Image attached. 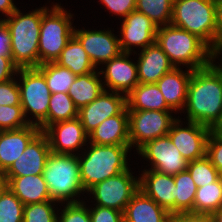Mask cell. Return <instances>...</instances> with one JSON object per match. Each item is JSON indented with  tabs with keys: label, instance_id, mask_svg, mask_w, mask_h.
I'll return each instance as SVG.
<instances>
[{
	"label": "cell",
	"instance_id": "cell-1",
	"mask_svg": "<svg viewBox=\"0 0 222 222\" xmlns=\"http://www.w3.org/2000/svg\"><path fill=\"white\" fill-rule=\"evenodd\" d=\"M187 120L212 129L222 116V60L193 70L187 88Z\"/></svg>",
	"mask_w": 222,
	"mask_h": 222
},
{
	"label": "cell",
	"instance_id": "cell-2",
	"mask_svg": "<svg viewBox=\"0 0 222 222\" xmlns=\"http://www.w3.org/2000/svg\"><path fill=\"white\" fill-rule=\"evenodd\" d=\"M156 42L174 67L183 64L197 70L216 59L212 49L202 39L172 24L157 28Z\"/></svg>",
	"mask_w": 222,
	"mask_h": 222
},
{
	"label": "cell",
	"instance_id": "cell-3",
	"mask_svg": "<svg viewBox=\"0 0 222 222\" xmlns=\"http://www.w3.org/2000/svg\"><path fill=\"white\" fill-rule=\"evenodd\" d=\"M48 7H41L23 14L17 8L5 23L11 34V57L18 68H37L39 66L38 43L42 14Z\"/></svg>",
	"mask_w": 222,
	"mask_h": 222
},
{
	"label": "cell",
	"instance_id": "cell-4",
	"mask_svg": "<svg viewBox=\"0 0 222 222\" xmlns=\"http://www.w3.org/2000/svg\"><path fill=\"white\" fill-rule=\"evenodd\" d=\"M130 145H96L90 143L87 153L78 156L80 179L85 192L91 187L128 169Z\"/></svg>",
	"mask_w": 222,
	"mask_h": 222
},
{
	"label": "cell",
	"instance_id": "cell-5",
	"mask_svg": "<svg viewBox=\"0 0 222 222\" xmlns=\"http://www.w3.org/2000/svg\"><path fill=\"white\" fill-rule=\"evenodd\" d=\"M170 24L198 36L216 57L215 0H174Z\"/></svg>",
	"mask_w": 222,
	"mask_h": 222
},
{
	"label": "cell",
	"instance_id": "cell-6",
	"mask_svg": "<svg viewBox=\"0 0 222 222\" xmlns=\"http://www.w3.org/2000/svg\"><path fill=\"white\" fill-rule=\"evenodd\" d=\"M43 178L53 201L67 203L80 202L77 195L85 191L79 171L77 154H57L51 152L43 170ZM71 198V199H70Z\"/></svg>",
	"mask_w": 222,
	"mask_h": 222
},
{
	"label": "cell",
	"instance_id": "cell-7",
	"mask_svg": "<svg viewBox=\"0 0 222 222\" xmlns=\"http://www.w3.org/2000/svg\"><path fill=\"white\" fill-rule=\"evenodd\" d=\"M50 10V11H49ZM72 15L59 4L53 5L42 14L38 43L39 65L55 62L74 35Z\"/></svg>",
	"mask_w": 222,
	"mask_h": 222
},
{
	"label": "cell",
	"instance_id": "cell-8",
	"mask_svg": "<svg viewBox=\"0 0 222 222\" xmlns=\"http://www.w3.org/2000/svg\"><path fill=\"white\" fill-rule=\"evenodd\" d=\"M21 76L20 99L21 107L27 120V113L35 117L34 125L43 132L47 128V114L51 97L44 75L37 68H19Z\"/></svg>",
	"mask_w": 222,
	"mask_h": 222
},
{
	"label": "cell",
	"instance_id": "cell-9",
	"mask_svg": "<svg viewBox=\"0 0 222 222\" xmlns=\"http://www.w3.org/2000/svg\"><path fill=\"white\" fill-rule=\"evenodd\" d=\"M170 111L128 110L130 146L139 150L148 141L168 134L176 120Z\"/></svg>",
	"mask_w": 222,
	"mask_h": 222
},
{
	"label": "cell",
	"instance_id": "cell-10",
	"mask_svg": "<svg viewBox=\"0 0 222 222\" xmlns=\"http://www.w3.org/2000/svg\"><path fill=\"white\" fill-rule=\"evenodd\" d=\"M130 170L128 168L91 187L87 192L93 194L97 202L95 205L124 213L127 204L139 191V178H135Z\"/></svg>",
	"mask_w": 222,
	"mask_h": 222
},
{
	"label": "cell",
	"instance_id": "cell-11",
	"mask_svg": "<svg viewBox=\"0 0 222 222\" xmlns=\"http://www.w3.org/2000/svg\"><path fill=\"white\" fill-rule=\"evenodd\" d=\"M137 152L151 161V170L168 175L187 170L188 161L183 158L168 135L148 141Z\"/></svg>",
	"mask_w": 222,
	"mask_h": 222
},
{
	"label": "cell",
	"instance_id": "cell-12",
	"mask_svg": "<svg viewBox=\"0 0 222 222\" xmlns=\"http://www.w3.org/2000/svg\"><path fill=\"white\" fill-rule=\"evenodd\" d=\"M180 122L176 119L167 134L171 142L188 162L205 157L211 129L192 121H188V126L183 128Z\"/></svg>",
	"mask_w": 222,
	"mask_h": 222
},
{
	"label": "cell",
	"instance_id": "cell-13",
	"mask_svg": "<svg viewBox=\"0 0 222 222\" xmlns=\"http://www.w3.org/2000/svg\"><path fill=\"white\" fill-rule=\"evenodd\" d=\"M104 90L94 101L78 111V118L89 135L105 119L119 114L126 106V95Z\"/></svg>",
	"mask_w": 222,
	"mask_h": 222
},
{
	"label": "cell",
	"instance_id": "cell-14",
	"mask_svg": "<svg viewBox=\"0 0 222 222\" xmlns=\"http://www.w3.org/2000/svg\"><path fill=\"white\" fill-rule=\"evenodd\" d=\"M74 36L80 41L92 64H105L122 53L119 38L111 30H75Z\"/></svg>",
	"mask_w": 222,
	"mask_h": 222
},
{
	"label": "cell",
	"instance_id": "cell-15",
	"mask_svg": "<svg viewBox=\"0 0 222 222\" xmlns=\"http://www.w3.org/2000/svg\"><path fill=\"white\" fill-rule=\"evenodd\" d=\"M43 133L48 138L51 152L57 154H76L73 152L88 141L79 118L53 123Z\"/></svg>",
	"mask_w": 222,
	"mask_h": 222
},
{
	"label": "cell",
	"instance_id": "cell-16",
	"mask_svg": "<svg viewBox=\"0 0 222 222\" xmlns=\"http://www.w3.org/2000/svg\"><path fill=\"white\" fill-rule=\"evenodd\" d=\"M157 26L136 9L124 17L119 42L122 52L132 53L133 46L142 49L156 42Z\"/></svg>",
	"mask_w": 222,
	"mask_h": 222
},
{
	"label": "cell",
	"instance_id": "cell-17",
	"mask_svg": "<svg viewBox=\"0 0 222 222\" xmlns=\"http://www.w3.org/2000/svg\"><path fill=\"white\" fill-rule=\"evenodd\" d=\"M50 153L48 138L43 132H40L3 175L27 176L43 174Z\"/></svg>",
	"mask_w": 222,
	"mask_h": 222
},
{
	"label": "cell",
	"instance_id": "cell-18",
	"mask_svg": "<svg viewBox=\"0 0 222 222\" xmlns=\"http://www.w3.org/2000/svg\"><path fill=\"white\" fill-rule=\"evenodd\" d=\"M131 53L122 52L119 56L112 58L105 63V71L101 69L100 74L104 75L105 83L113 92H119L126 96L139 84L137 64L129 60Z\"/></svg>",
	"mask_w": 222,
	"mask_h": 222
},
{
	"label": "cell",
	"instance_id": "cell-19",
	"mask_svg": "<svg viewBox=\"0 0 222 222\" xmlns=\"http://www.w3.org/2000/svg\"><path fill=\"white\" fill-rule=\"evenodd\" d=\"M139 177V189L171 215L176 213L174 175L145 169Z\"/></svg>",
	"mask_w": 222,
	"mask_h": 222
},
{
	"label": "cell",
	"instance_id": "cell-20",
	"mask_svg": "<svg viewBox=\"0 0 222 222\" xmlns=\"http://www.w3.org/2000/svg\"><path fill=\"white\" fill-rule=\"evenodd\" d=\"M40 132L38 126L31 124L20 129L0 131V173L4 174L11 167Z\"/></svg>",
	"mask_w": 222,
	"mask_h": 222
},
{
	"label": "cell",
	"instance_id": "cell-21",
	"mask_svg": "<svg viewBox=\"0 0 222 222\" xmlns=\"http://www.w3.org/2000/svg\"><path fill=\"white\" fill-rule=\"evenodd\" d=\"M138 55L136 63L139 83H156L164 74L174 68L157 42L141 49Z\"/></svg>",
	"mask_w": 222,
	"mask_h": 222
},
{
	"label": "cell",
	"instance_id": "cell-22",
	"mask_svg": "<svg viewBox=\"0 0 222 222\" xmlns=\"http://www.w3.org/2000/svg\"><path fill=\"white\" fill-rule=\"evenodd\" d=\"M88 139L96 145H130L127 106L119 114L105 119Z\"/></svg>",
	"mask_w": 222,
	"mask_h": 222
},
{
	"label": "cell",
	"instance_id": "cell-23",
	"mask_svg": "<svg viewBox=\"0 0 222 222\" xmlns=\"http://www.w3.org/2000/svg\"><path fill=\"white\" fill-rule=\"evenodd\" d=\"M192 72L191 69L183 72L180 67H174L156 82L167 105L175 112L185 109L187 88Z\"/></svg>",
	"mask_w": 222,
	"mask_h": 222
},
{
	"label": "cell",
	"instance_id": "cell-24",
	"mask_svg": "<svg viewBox=\"0 0 222 222\" xmlns=\"http://www.w3.org/2000/svg\"><path fill=\"white\" fill-rule=\"evenodd\" d=\"M4 177L6 186L24 205L51 200L48 186L42 174Z\"/></svg>",
	"mask_w": 222,
	"mask_h": 222
},
{
	"label": "cell",
	"instance_id": "cell-25",
	"mask_svg": "<svg viewBox=\"0 0 222 222\" xmlns=\"http://www.w3.org/2000/svg\"><path fill=\"white\" fill-rule=\"evenodd\" d=\"M171 214L140 189L124 211V222H166Z\"/></svg>",
	"mask_w": 222,
	"mask_h": 222
},
{
	"label": "cell",
	"instance_id": "cell-26",
	"mask_svg": "<svg viewBox=\"0 0 222 222\" xmlns=\"http://www.w3.org/2000/svg\"><path fill=\"white\" fill-rule=\"evenodd\" d=\"M128 110L173 111L156 83H139L127 96Z\"/></svg>",
	"mask_w": 222,
	"mask_h": 222
},
{
	"label": "cell",
	"instance_id": "cell-27",
	"mask_svg": "<svg viewBox=\"0 0 222 222\" xmlns=\"http://www.w3.org/2000/svg\"><path fill=\"white\" fill-rule=\"evenodd\" d=\"M100 75L97 71L79 75L70 86L68 94L78 110L94 101L105 90Z\"/></svg>",
	"mask_w": 222,
	"mask_h": 222
},
{
	"label": "cell",
	"instance_id": "cell-28",
	"mask_svg": "<svg viewBox=\"0 0 222 222\" xmlns=\"http://www.w3.org/2000/svg\"><path fill=\"white\" fill-rule=\"evenodd\" d=\"M62 67L68 68L74 75H85L95 72L96 68L90 61L87 52L80 41L73 35L55 61Z\"/></svg>",
	"mask_w": 222,
	"mask_h": 222
},
{
	"label": "cell",
	"instance_id": "cell-29",
	"mask_svg": "<svg viewBox=\"0 0 222 222\" xmlns=\"http://www.w3.org/2000/svg\"><path fill=\"white\" fill-rule=\"evenodd\" d=\"M222 207V176L215 182L197 188L193 213L213 215Z\"/></svg>",
	"mask_w": 222,
	"mask_h": 222
},
{
	"label": "cell",
	"instance_id": "cell-30",
	"mask_svg": "<svg viewBox=\"0 0 222 222\" xmlns=\"http://www.w3.org/2000/svg\"><path fill=\"white\" fill-rule=\"evenodd\" d=\"M37 69L44 75L51 94L68 93L70 86L77 77L68 68L62 67L56 62L43 63Z\"/></svg>",
	"mask_w": 222,
	"mask_h": 222
},
{
	"label": "cell",
	"instance_id": "cell-31",
	"mask_svg": "<svg viewBox=\"0 0 222 222\" xmlns=\"http://www.w3.org/2000/svg\"><path fill=\"white\" fill-rule=\"evenodd\" d=\"M78 111L68 93L57 92L51 94L47 114V127L56 122L78 118Z\"/></svg>",
	"mask_w": 222,
	"mask_h": 222
},
{
	"label": "cell",
	"instance_id": "cell-32",
	"mask_svg": "<svg viewBox=\"0 0 222 222\" xmlns=\"http://www.w3.org/2000/svg\"><path fill=\"white\" fill-rule=\"evenodd\" d=\"M176 213L193 212V203L197 186L188 170L174 175Z\"/></svg>",
	"mask_w": 222,
	"mask_h": 222
},
{
	"label": "cell",
	"instance_id": "cell-33",
	"mask_svg": "<svg viewBox=\"0 0 222 222\" xmlns=\"http://www.w3.org/2000/svg\"><path fill=\"white\" fill-rule=\"evenodd\" d=\"M174 0H136V10L145 14L157 27L170 24Z\"/></svg>",
	"mask_w": 222,
	"mask_h": 222
},
{
	"label": "cell",
	"instance_id": "cell-34",
	"mask_svg": "<svg viewBox=\"0 0 222 222\" xmlns=\"http://www.w3.org/2000/svg\"><path fill=\"white\" fill-rule=\"evenodd\" d=\"M24 204L6 186L0 193V222H23Z\"/></svg>",
	"mask_w": 222,
	"mask_h": 222
},
{
	"label": "cell",
	"instance_id": "cell-35",
	"mask_svg": "<svg viewBox=\"0 0 222 222\" xmlns=\"http://www.w3.org/2000/svg\"><path fill=\"white\" fill-rule=\"evenodd\" d=\"M187 170L197 188L213 183L222 176L207 156L188 162Z\"/></svg>",
	"mask_w": 222,
	"mask_h": 222
},
{
	"label": "cell",
	"instance_id": "cell-36",
	"mask_svg": "<svg viewBox=\"0 0 222 222\" xmlns=\"http://www.w3.org/2000/svg\"><path fill=\"white\" fill-rule=\"evenodd\" d=\"M53 203L55 201L48 200L24 205L23 222H57L59 214L55 213Z\"/></svg>",
	"mask_w": 222,
	"mask_h": 222
},
{
	"label": "cell",
	"instance_id": "cell-37",
	"mask_svg": "<svg viewBox=\"0 0 222 222\" xmlns=\"http://www.w3.org/2000/svg\"><path fill=\"white\" fill-rule=\"evenodd\" d=\"M34 121L26 120L21 105H0V131L20 129Z\"/></svg>",
	"mask_w": 222,
	"mask_h": 222
},
{
	"label": "cell",
	"instance_id": "cell-38",
	"mask_svg": "<svg viewBox=\"0 0 222 222\" xmlns=\"http://www.w3.org/2000/svg\"><path fill=\"white\" fill-rule=\"evenodd\" d=\"M57 222H92L89 209L83 201L75 203H66L57 217Z\"/></svg>",
	"mask_w": 222,
	"mask_h": 222
},
{
	"label": "cell",
	"instance_id": "cell-39",
	"mask_svg": "<svg viewBox=\"0 0 222 222\" xmlns=\"http://www.w3.org/2000/svg\"><path fill=\"white\" fill-rule=\"evenodd\" d=\"M15 78L0 83V105H21L20 88Z\"/></svg>",
	"mask_w": 222,
	"mask_h": 222
},
{
	"label": "cell",
	"instance_id": "cell-40",
	"mask_svg": "<svg viewBox=\"0 0 222 222\" xmlns=\"http://www.w3.org/2000/svg\"><path fill=\"white\" fill-rule=\"evenodd\" d=\"M206 156L222 175V137L214 134L212 131L207 140Z\"/></svg>",
	"mask_w": 222,
	"mask_h": 222
},
{
	"label": "cell",
	"instance_id": "cell-41",
	"mask_svg": "<svg viewBox=\"0 0 222 222\" xmlns=\"http://www.w3.org/2000/svg\"><path fill=\"white\" fill-rule=\"evenodd\" d=\"M89 213L92 222H124V213L113 208L96 205Z\"/></svg>",
	"mask_w": 222,
	"mask_h": 222
},
{
	"label": "cell",
	"instance_id": "cell-42",
	"mask_svg": "<svg viewBox=\"0 0 222 222\" xmlns=\"http://www.w3.org/2000/svg\"><path fill=\"white\" fill-rule=\"evenodd\" d=\"M111 13L126 17L136 9V0H100Z\"/></svg>",
	"mask_w": 222,
	"mask_h": 222
},
{
	"label": "cell",
	"instance_id": "cell-43",
	"mask_svg": "<svg viewBox=\"0 0 222 222\" xmlns=\"http://www.w3.org/2000/svg\"><path fill=\"white\" fill-rule=\"evenodd\" d=\"M170 217L172 222H214L212 215L193 212L175 213Z\"/></svg>",
	"mask_w": 222,
	"mask_h": 222
},
{
	"label": "cell",
	"instance_id": "cell-44",
	"mask_svg": "<svg viewBox=\"0 0 222 222\" xmlns=\"http://www.w3.org/2000/svg\"><path fill=\"white\" fill-rule=\"evenodd\" d=\"M18 69L12 61V57L0 56V83L14 78L15 74L18 76Z\"/></svg>",
	"mask_w": 222,
	"mask_h": 222
},
{
	"label": "cell",
	"instance_id": "cell-45",
	"mask_svg": "<svg viewBox=\"0 0 222 222\" xmlns=\"http://www.w3.org/2000/svg\"><path fill=\"white\" fill-rule=\"evenodd\" d=\"M0 56L11 57V34L5 23L0 19Z\"/></svg>",
	"mask_w": 222,
	"mask_h": 222
},
{
	"label": "cell",
	"instance_id": "cell-46",
	"mask_svg": "<svg viewBox=\"0 0 222 222\" xmlns=\"http://www.w3.org/2000/svg\"><path fill=\"white\" fill-rule=\"evenodd\" d=\"M216 1V23H217V39H216V57L222 53V0ZM219 54V55H218Z\"/></svg>",
	"mask_w": 222,
	"mask_h": 222
},
{
	"label": "cell",
	"instance_id": "cell-47",
	"mask_svg": "<svg viewBox=\"0 0 222 222\" xmlns=\"http://www.w3.org/2000/svg\"><path fill=\"white\" fill-rule=\"evenodd\" d=\"M16 9L17 7L14 5L13 0H0V11L5 16H10Z\"/></svg>",
	"mask_w": 222,
	"mask_h": 222
},
{
	"label": "cell",
	"instance_id": "cell-48",
	"mask_svg": "<svg viewBox=\"0 0 222 222\" xmlns=\"http://www.w3.org/2000/svg\"><path fill=\"white\" fill-rule=\"evenodd\" d=\"M211 131L222 137V116L220 120L214 125V127L211 129Z\"/></svg>",
	"mask_w": 222,
	"mask_h": 222
},
{
	"label": "cell",
	"instance_id": "cell-49",
	"mask_svg": "<svg viewBox=\"0 0 222 222\" xmlns=\"http://www.w3.org/2000/svg\"><path fill=\"white\" fill-rule=\"evenodd\" d=\"M213 221L214 222H222V207L217 210L213 215Z\"/></svg>",
	"mask_w": 222,
	"mask_h": 222
},
{
	"label": "cell",
	"instance_id": "cell-50",
	"mask_svg": "<svg viewBox=\"0 0 222 222\" xmlns=\"http://www.w3.org/2000/svg\"><path fill=\"white\" fill-rule=\"evenodd\" d=\"M6 187V179L2 173H0V193L4 190Z\"/></svg>",
	"mask_w": 222,
	"mask_h": 222
},
{
	"label": "cell",
	"instance_id": "cell-51",
	"mask_svg": "<svg viewBox=\"0 0 222 222\" xmlns=\"http://www.w3.org/2000/svg\"><path fill=\"white\" fill-rule=\"evenodd\" d=\"M166 222H172V219H171V217L166 221Z\"/></svg>",
	"mask_w": 222,
	"mask_h": 222
}]
</instances>
